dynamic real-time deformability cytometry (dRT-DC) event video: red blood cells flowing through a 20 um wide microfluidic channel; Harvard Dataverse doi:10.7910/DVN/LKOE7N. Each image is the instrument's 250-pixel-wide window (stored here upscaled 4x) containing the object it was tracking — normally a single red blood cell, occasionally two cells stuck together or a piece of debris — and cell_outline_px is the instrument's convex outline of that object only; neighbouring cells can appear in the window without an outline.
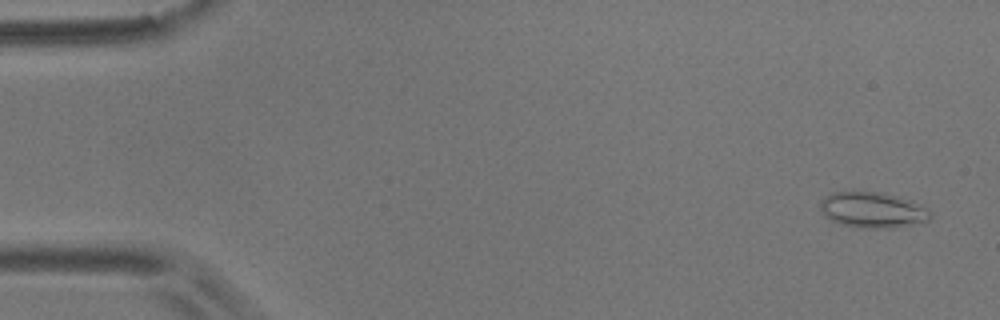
{"species": "common noctule bat (a hibernating species)", "species_latin": "Nyctalus noctula", "temperature_condition": "room temperature", "stored_images_in_passage": 5, "camera_frame_rate_fps": 3000, "um_per_image_px": 0.085, "animal": {"sex": "male", "body_mass_g": 17.9}, "frame": {"image": 1, "passage_image": 1, "time_ms": 0.0, "image_size_px": [1000, 320], "cell_outline_px": [[932, 216], [928, 220], [912, 224], [892, 228], [856, 228], [840, 224], [824, 216], [820, 208], [820, 200], [832, 192], [876, 192], [896, 196], [912, 200], [928, 208], [932, 212]], "centroid_in_image_um": [74.17, 17.86], "position_along_channel_um": 10.8, "area_um2": 23.0}}